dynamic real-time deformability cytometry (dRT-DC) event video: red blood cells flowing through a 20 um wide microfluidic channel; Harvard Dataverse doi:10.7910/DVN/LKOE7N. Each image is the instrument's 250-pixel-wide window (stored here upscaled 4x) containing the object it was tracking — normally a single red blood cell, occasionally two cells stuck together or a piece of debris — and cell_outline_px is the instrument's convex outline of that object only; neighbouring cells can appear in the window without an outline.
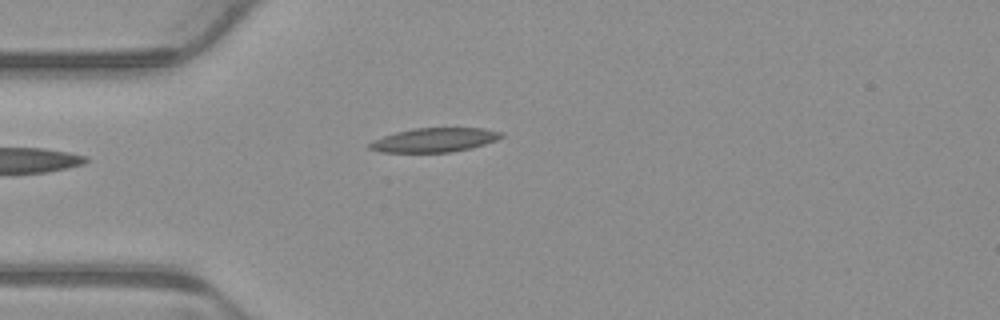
{"species": "common noctule bat (a hibernating species)", "species_latin": "Nyctalus noctula", "temperature_condition": "warm", "stored_images_in_passage": 3, "camera_frame_rate_fps": 3000, "um_per_image_px": 0.085, "animal": {"sex": "male", "body_mass_g": 23.1, "forearm_length_mm": 52.7}, "frame": {"image": 1, "passage_image": 2, "time_ms": 0.333, "image_size_px": [1000, 320], "cell_outline_px": [[504, 136], [496, 140], [472, 148], [452, 152], [380, 152], [368, 148], [368, 144], [372, 140], [396, 132], [412, 128], [484, 128], [504, 132]], "centroid_in_image_um": [36.94, 11.89], "position_along_channel_um": 48.1, "area_um2": 18.61}}